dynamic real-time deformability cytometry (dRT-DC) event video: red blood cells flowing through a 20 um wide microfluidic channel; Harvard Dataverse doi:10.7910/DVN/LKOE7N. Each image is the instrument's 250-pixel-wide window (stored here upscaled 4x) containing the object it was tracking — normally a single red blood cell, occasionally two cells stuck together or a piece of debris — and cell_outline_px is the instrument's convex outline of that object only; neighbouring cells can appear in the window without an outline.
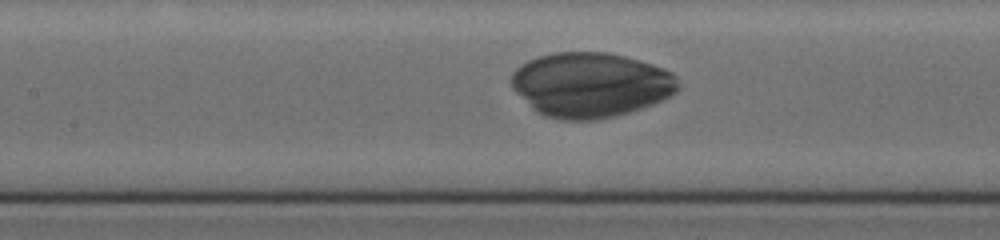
{"species": "human", "species_latin": "Homo sapiens", "temperature_condition": "cold", "stored_images_in_passage": 35, "camera_frame_rate_fps": 3000, "um_per_image_px": 0.085, "donor": {"sex": "female"}, "frame": {"image": 1, "passage_image": 12, "time_ms": 3.667, "image_size_px": [1000, 240], "cell_outline_px": [[680, 88], [676, 92], [652, 104], [616, 116], [596, 120], [560, 120], [544, 116], [536, 112], [512, 88], [512, 72], [520, 64], [528, 60], [540, 56], [556, 52], [608, 52], [640, 60], [664, 68], [672, 72], [676, 76], [680, 84]], "centroid_in_image_um": [50.2, 7.21], "position_along_channel_um": 157.2, "area_um2": 63.18}}
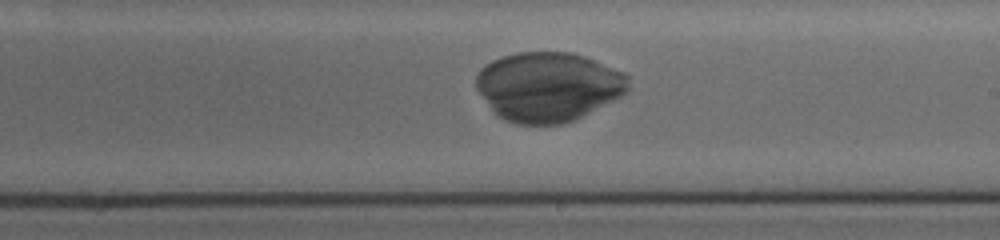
{"frame": {"image": 2, "passage_image": 19, "time_ms": 6.0, "image_size_px": [1000, 240], "cell_outline_px": [[628, 88], [620, 96], [576, 120], [560, 124], [516, 124], [504, 120], [496, 116], [492, 112], [476, 88], [476, 76], [480, 68], [484, 64], [492, 60], [516, 52], [572, 52], [584, 56], [624, 72], [628, 76]], "centroid_in_image_um": [46.55, 7.37], "position_along_channel_um": 242.4, "area_um2": 61.79}}
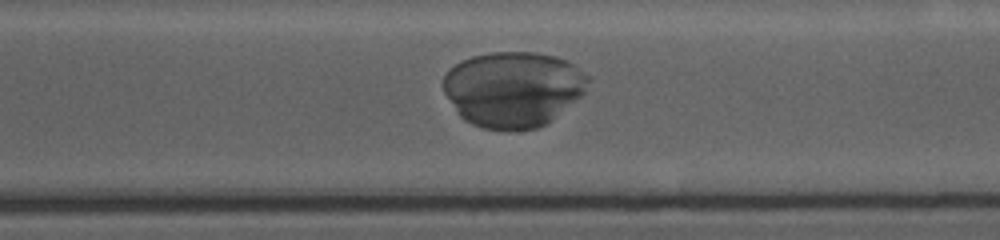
{"frame": {"image": 3, "passage_image": 26, "time_ms": 8.333, "image_size_px": [1000, 240], "cell_outline_px": [[588, 80], [584, 92], [580, 96], [544, 124], [536, 128], [508, 132], [484, 128], [472, 124], [464, 120], [460, 116], [444, 92], [444, 76], [448, 68], [460, 60], [472, 56], [492, 52], [536, 52], [556, 56], [568, 60], [588, 76]], "centroid_in_image_um": [43.58, 7.56], "position_along_channel_um": 327.0, "area_um2": 63.7}}